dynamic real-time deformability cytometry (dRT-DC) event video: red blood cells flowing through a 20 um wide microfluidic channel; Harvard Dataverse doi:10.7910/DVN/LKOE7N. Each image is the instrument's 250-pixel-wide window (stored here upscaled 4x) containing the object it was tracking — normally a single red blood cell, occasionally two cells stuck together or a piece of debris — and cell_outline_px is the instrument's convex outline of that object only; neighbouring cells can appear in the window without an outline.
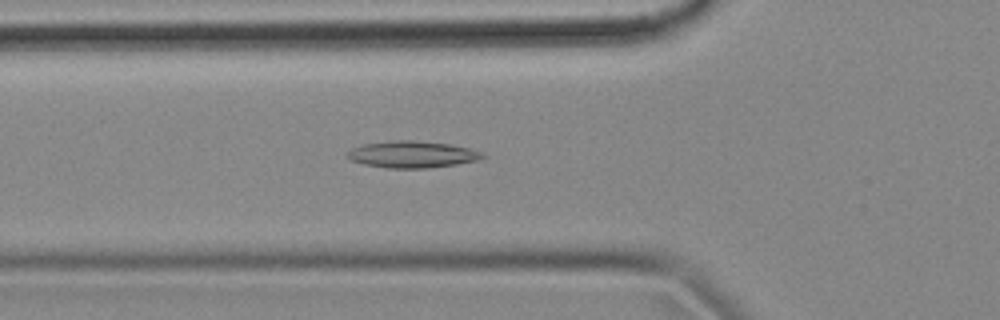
{"species": "common noctule bat (a hibernating species)", "species_latin": "Nyctalus noctula", "temperature_condition": "cold", "stored_images_in_passage": 56, "camera_frame_rate_fps": 3000, "um_per_image_px": 0.085, "animal": {"sex": "female", "body_mass_g": 18.4}, "frame": {"image": 1, "passage_image": 19, "time_ms": 6.0, "image_size_px": [1000, 320], "cell_outline_px": [[484, 156], [476, 160], [456, 164], [428, 168], [388, 168], [364, 164], [352, 160], [348, 156], [348, 152], [352, 148], [364, 144], [392, 140], [412, 140], [448, 144], [468, 148], [480, 152]], "centroid_in_image_um": [35.0, 13.12], "position_along_channel_um": 90.8, "area_um2": 20.63}}
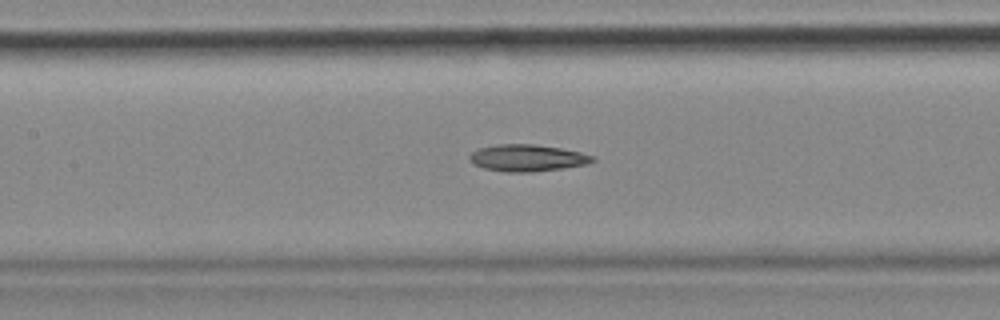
{"frame": {"image": 2, "passage_image": 25, "time_ms": 8.0, "image_size_px": [1000, 320], "cell_outline_px": [[596, 160], [584, 164], [560, 168], [528, 172], [504, 172], [484, 168], [476, 164], [468, 156], [472, 152], [480, 148], [500, 144], [532, 144], [560, 148], [580, 152], [596, 156]], "centroid_in_image_um": [44.83, 13.42], "position_along_channel_um": 162.6, "area_um2": 18.84}}
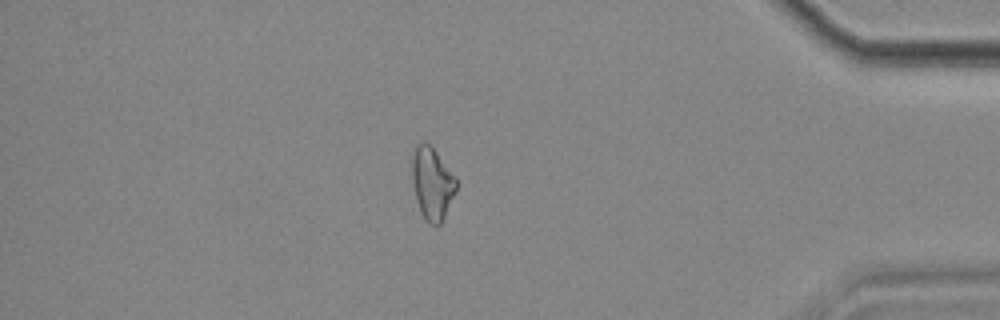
{"frame": {"image": 3, "passage_image": 48, "time_ms": 15.667, "image_size_px": [1000, 320], "cell_outline_px": [[456, 188], [444, 216], [440, 224], [432, 224], [424, 216], [416, 200], [412, 184], [412, 160], [416, 144], [424, 140], [436, 152], [456, 176]], "centroid_in_image_um": [36.71, 15.53], "position_along_channel_um": 398.5, "area_um2": 18.15}}